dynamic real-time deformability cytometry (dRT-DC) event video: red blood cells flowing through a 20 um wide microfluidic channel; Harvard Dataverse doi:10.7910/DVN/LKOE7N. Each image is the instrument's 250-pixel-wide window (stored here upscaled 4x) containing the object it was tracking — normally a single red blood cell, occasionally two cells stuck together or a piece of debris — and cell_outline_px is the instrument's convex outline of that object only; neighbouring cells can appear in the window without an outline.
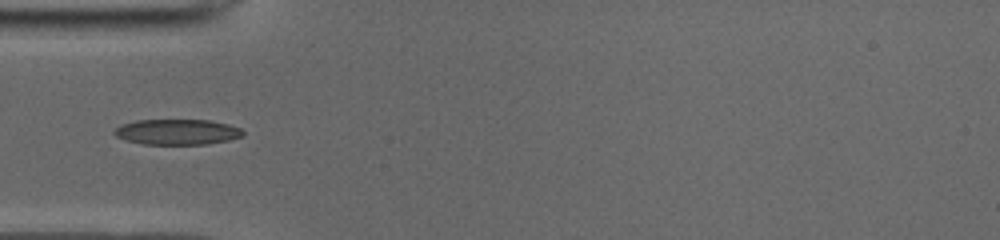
{"species": "common noctule bat (a hibernating species)", "species_latin": "Nyctalus noctula", "temperature_condition": "cold", "stored_images_in_passage": 24, "camera_frame_rate_fps": 3000, "um_per_image_px": 0.085, "animal": {"sex": "male", "body_mass_g": 19.0, "forearm_length_mm": 50.8}, "frame": {"image": 1, "passage_image": 4, "time_ms": 1.0, "image_size_px": [1000, 240], "cell_outline_px": [[244, 136], [228, 140], [208, 144], [144, 144], [128, 140], [116, 136], [112, 132], [120, 124], [136, 120], [208, 120], [228, 124], [240, 128], [244, 132]], "centroid_in_image_um": [15.07, 11.21], "position_along_channel_um": 69.9, "area_um2": 19.07}}
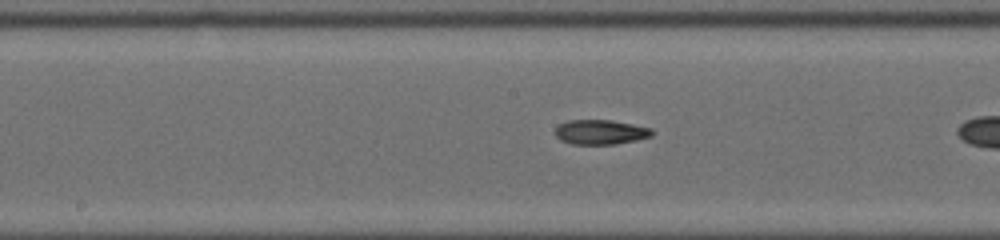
{"frame": {"image": 2, "passage_image": 11, "time_ms": 3.333, "image_size_px": [1000, 240], "cell_outline_px": [[652, 136], [636, 140], [616, 144], [572, 144], [560, 140], [552, 132], [560, 124], [568, 120], [612, 120], [652, 128]], "centroid_in_image_um": [51.01, 11.23], "position_along_channel_um": 197.2, "area_um2": 13.99}}
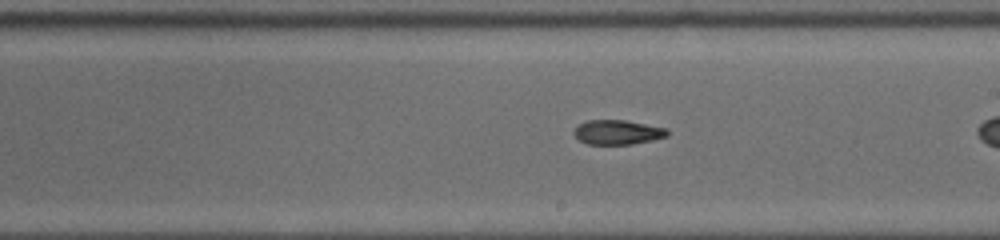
{"frame": {"image": 3, "passage_image": 14, "time_ms": 4.333, "image_size_px": [1000, 240], "cell_outline_px": [[668, 136], [652, 140], [632, 144], [588, 144], [580, 140], [572, 132], [580, 124], [588, 120], [624, 120], [664, 128], [668, 132]], "centroid_in_image_um": [52.48, 11.24], "position_along_channel_um": 236.5, "area_um2": 13.06}}